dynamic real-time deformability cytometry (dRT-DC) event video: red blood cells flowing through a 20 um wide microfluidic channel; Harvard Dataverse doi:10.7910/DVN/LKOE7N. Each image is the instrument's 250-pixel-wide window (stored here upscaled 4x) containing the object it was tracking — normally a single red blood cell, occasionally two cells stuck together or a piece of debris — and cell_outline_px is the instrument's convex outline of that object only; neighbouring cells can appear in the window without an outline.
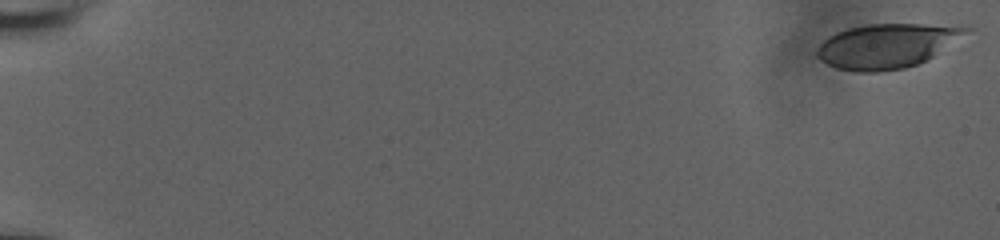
{"species": "human", "species_latin": "Homo sapiens", "temperature_condition": "room temperature", "stored_images_in_passage": 57, "camera_frame_rate_fps": 3000, "um_per_image_px": 0.085, "donor": {"sex": "male"}, "frame": {"image": 1, "passage_image": 1, "time_ms": 0.0, "image_size_px": [1000, 240], "cell_outline_px": [[972, 28], [932, 56], [916, 64], [904, 68], [880, 72], [856, 72], [836, 68], [820, 60], [816, 56], [816, 52], [820, 44], [828, 36], [836, 32], [848, 28], [868, 24], [920, 24]], "centroid_in_image_um": [75.25, 3.91], "position_along_channel_um": 9.7, "area_um2": 37.8}}
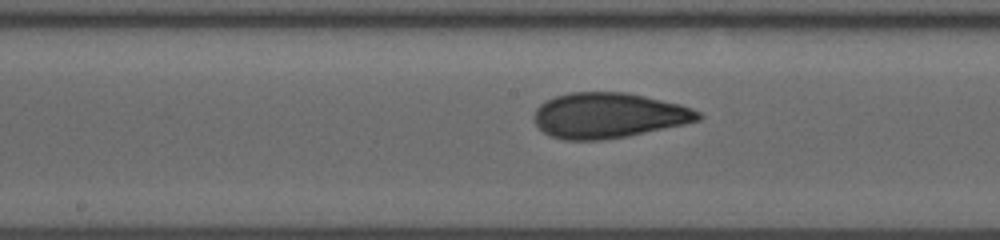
{"frame": {"image": 2, "passage_image": 32, "time_ms": 10.333, "image_size_px": [1000, 240], "cell_outline_px": [[704, 116], [700, 120], [684, 124], [628, 136], [600, 140], [564, 140], [548, 136], [532, 120], [532, 116], [536, 108], [540, 104], [556, 96], [568, 92], [628, 92], [680, 104], [692, 108], [700, 112]], "centroid_in_image_um": [51.71, 9.81], "position_along_channel_um": 196.5, "area_um2": 43.64}}
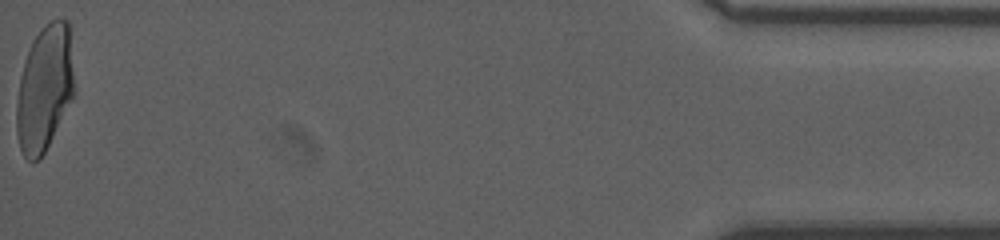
{"frame": {"image": 3, "passage_image": 57, "time_ms": 18.667, "image_size_px": [1000, 240], "cell_outline_px": [[72, 96], [40, 160], [32, 164], [24, 156], [20, 148], [16, 132], [16, 104], [20, 76], [24, 60], [32, 40], [44, 24], [52, 20], [68, 20], [72, 72]], "centroid_in_image_um": [3.72, 7.53], "position_along_channel_um": 431.5, "area_um2": 41.5}, "authors_computed_cell_mechanics": {"area_um2": 41.5004, "velocity_mm_per_s": 3.8538, "shape_relaxation_time_tau1_ms": 5.2056, "shape_relaxation_time_tau2_ms": 1.0387, "deformation_change_tau1": 0.1779, "deformation_change_tau2": 0.068}}